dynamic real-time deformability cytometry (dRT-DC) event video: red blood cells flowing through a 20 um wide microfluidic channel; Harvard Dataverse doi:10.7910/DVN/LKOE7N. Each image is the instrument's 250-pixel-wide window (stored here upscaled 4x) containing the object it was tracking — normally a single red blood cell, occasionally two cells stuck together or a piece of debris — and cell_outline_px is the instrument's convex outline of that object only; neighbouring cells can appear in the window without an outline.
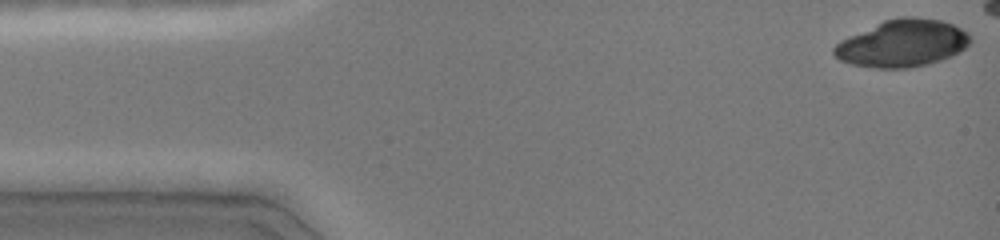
{"species": "common noctule bat (a hibernating species)", "species_latin": "Nyctalus noctula", "temperature_condition": "cold", "stored_images_in_passage": 23, "camera_frame_rate_fps": 3000, "um_per_image_px": 0.085, "animal": {"sex": "female", "body_mass_g": 19.0, "forearm_length_mm": 51.5}, "frame": {"image": 1, "passage_image": 1, "time_ms": 0.0, "image_size_px": [1000, 240], "cell_outline_px": [[972, 40], [960, 52], [952, 56], [928, 64], [908, 68], [876, 68], [852, 64], [840, 60], [832, 52], [832, 48], [840, 40], [848, 36], [884, 20], [900, 16], [916, 16], [940, 20], [952, 24], [968, 32]], "centroid_in_image_um": [76.71, 3.67], "position_along_channel_um": 8.3, "area_um2": 37.57}}